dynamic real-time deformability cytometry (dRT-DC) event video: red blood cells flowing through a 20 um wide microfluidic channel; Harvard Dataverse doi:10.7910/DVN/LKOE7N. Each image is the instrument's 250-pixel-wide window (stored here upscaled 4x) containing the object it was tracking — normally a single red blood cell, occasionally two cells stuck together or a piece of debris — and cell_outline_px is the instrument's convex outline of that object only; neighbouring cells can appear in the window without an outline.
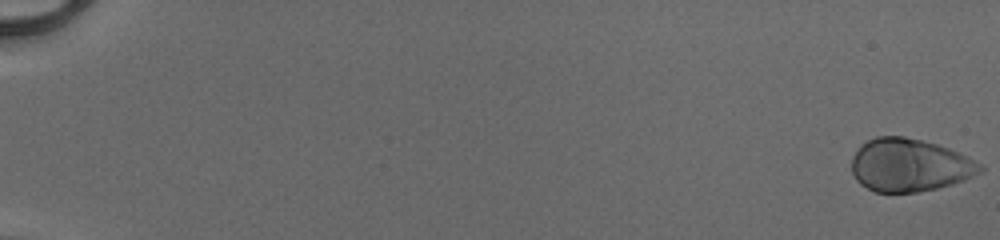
{"species": "human", "species_latin": "Homo sapiens", "temperature_condition": "cold", "stored_images_in_passage": 52, "camera_frame_rate_fps": 3000, "um_per_image_px": 0.085, "donor": {"sex": "male"}, "frame": {"image": 1, "passage_image": 1, "time_ms": 0.0, "image_size_px": [1000, 240], "cell_outline_px": [[984, 172], [964, 180], [952, 184], [936, 188], [916, 192], [876, 192], [860, 184], [856, 180], [852, 172], [852, 156], [860, 144], [876, 136], [904, 136], [936, 144], [948, 148], [968, 156], [980, 164], [984, 168]], "centroid_in_image_um": [77.31, 14.03], "position_along_channel_um": 7.7, "area_um2": 39.71}}
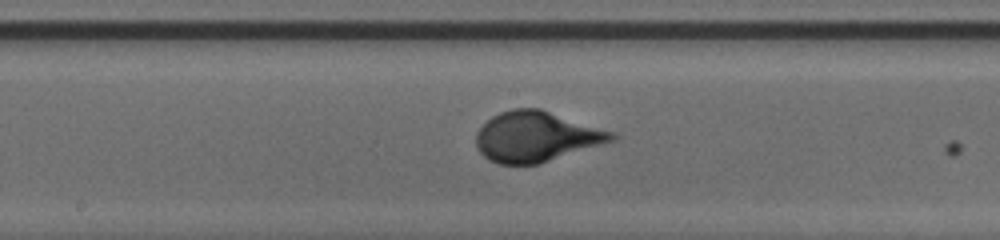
{"frame": {"image": 2, "passage_image": 30, "time_ms": 9.667, "image_size_px": [1000, 240], "cell_outline_px": [[620, 136], [616, 140], [540, 164], [500, 164], [488, 160], [480, 152], [476, 144], [476, 132], [492, 116], [500, 112], [512, 108], [540, 108], [616, 132]], "centroid_in_image_um": [45.63, 11.61], "position_along_channel_um": 202.6, "area_um2": 40.11}}
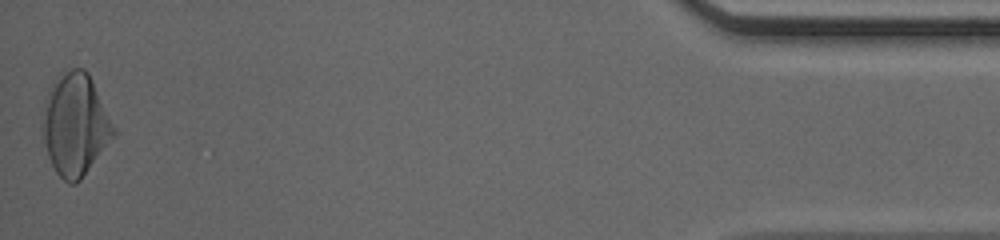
{"frame": {"image": 3, "passage_image": 52, "time_ms": 17.0, "image_size_px": [1000, 240], "cell_outline_px": [[116, 132], [80, 180], [76, 184], [68, 184], [56, 172], [48, 156], [40, 128], [44, 100], [52, 84], [60, 72], [72, 68], [84, 68], [88, 72], [116, 128]], "centroid_in_image_um": [6.36, 10.57], "position_along_channel_um": 428.8, "area_um2": 42.25}}